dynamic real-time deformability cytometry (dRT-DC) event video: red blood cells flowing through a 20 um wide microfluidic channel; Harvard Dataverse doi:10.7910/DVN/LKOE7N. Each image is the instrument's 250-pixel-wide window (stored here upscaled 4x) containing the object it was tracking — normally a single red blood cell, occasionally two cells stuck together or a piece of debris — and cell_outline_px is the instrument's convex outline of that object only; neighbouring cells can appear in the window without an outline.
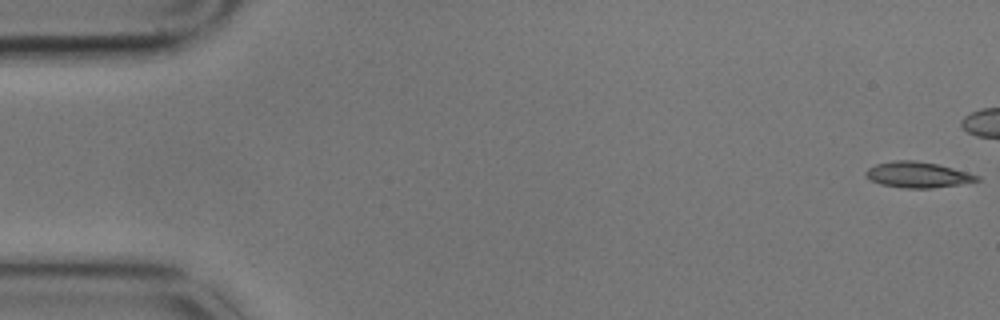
{"species": "common noctule bat (a hibernating species)", "species_latin": "Nyctalus noctula", "temperature_condition": "cold", "stored_images_in_passage": 8, "camera_frame_rate_fps": 3000, "um_per_image_px": 0.085, "animal": {"sex": "male", "body_mass_g": 17.9}, "frame": {"image": 1, "passage_image": 1, "time_ms": 0.0, "image_size_px": [1000, 320], "cell_outline_px": [[980, 180], [932, 188], [904, 188], [880, 184], [864, 176], [864, 172], [868, 168], [876, 164], [892, 160], [916, 160], [936, 164], [968, 172], [980, 176]], "centroid_in_image_um": [77.95, 14.84], "position_along_channel_um": 7.0, "area_um2": 16.59}}
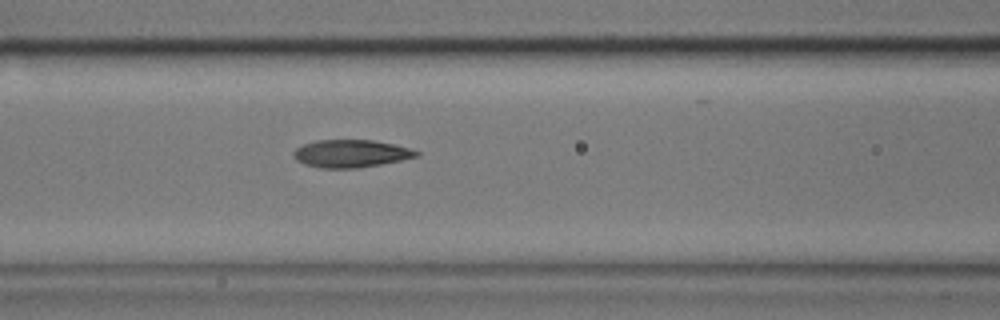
{"frame": {"image": 2, "passage_image": 8, "time_ms": 2.333, "image_size_px": [1000, 320], "cell_outline_px": [[420, 156], [380, 164], [356, 168], [320, 168], [304, 164], [296, 160], [292, 156], [292, 152], [296, 148], [304, 144], [316, 140], [372, 140], [396, 144], [412, 148], [420, 152]], "centroid_in_image_um": [29.83, 13.05], "position_along_channel_um": 136.8, "area_um2": 19.94}}